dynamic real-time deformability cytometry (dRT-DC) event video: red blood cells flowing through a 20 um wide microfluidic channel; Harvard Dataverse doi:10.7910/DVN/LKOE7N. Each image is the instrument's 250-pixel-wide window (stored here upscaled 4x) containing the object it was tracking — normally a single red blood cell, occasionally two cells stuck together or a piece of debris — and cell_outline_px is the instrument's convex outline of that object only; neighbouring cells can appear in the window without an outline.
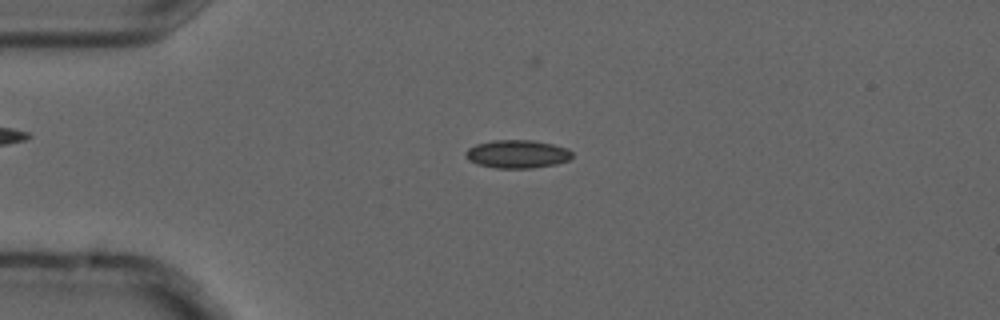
{"species": "common noctule bat (a hibernating species)", "species_latin": "Nyctalus noctula", "temperature_condition": "cold", "stored_images_in_passage": 5, "camera_frame_rate_fps": 3000, "um_per_image_px": 0.085, "animal": {"sex": "male", "forearm_length_mm": 52.5}, "frame": {"image": 1, "passage_image": 3, "time_ms": 0.667, "image_size_px": [1000, 320], "cell_outline_px": [[572, 156], [568, 160], [556, 164], [532, 168], [496, 168], [476, 164], [468, 160], [464, 156], [464, 152], [468, 148], [476, 144], [492, 140], [532, 140], [552, 144], [568, 148], [572, 152]], "centroid_in_image_um": [43.93, 13.09], "position_along_channel_um": 41.1, "area_um2": 17.63}}
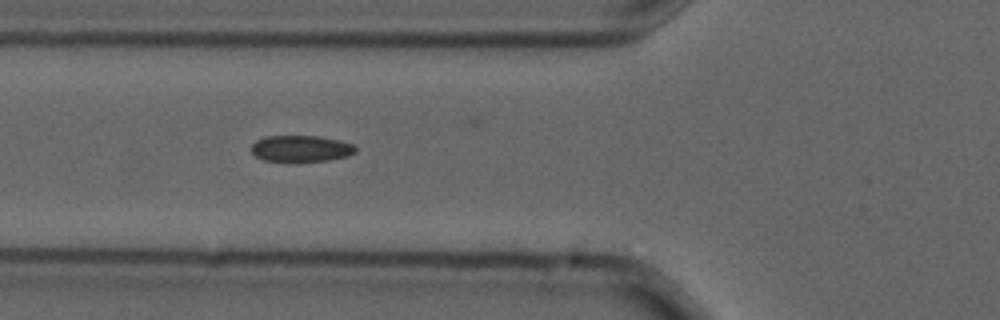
{"frame": {"image": 2, "passage_image": 5, "time_ms": 1.333, "image_size_px": [1000, 320], "cell_outline_px": [[356, 152], [348, 156], [328, 160], [292, 164], [288, 164], [264, 160], [256, 156], [252, 152], [252, 144], [256, 140], [264, 136], [320, 136], [340, 140], [352, 144], [356, 148]], "centroid_in_image_um": [25.56, 12.67], "position_along_channel_um": 100.2, "area_um2": 16.7}}